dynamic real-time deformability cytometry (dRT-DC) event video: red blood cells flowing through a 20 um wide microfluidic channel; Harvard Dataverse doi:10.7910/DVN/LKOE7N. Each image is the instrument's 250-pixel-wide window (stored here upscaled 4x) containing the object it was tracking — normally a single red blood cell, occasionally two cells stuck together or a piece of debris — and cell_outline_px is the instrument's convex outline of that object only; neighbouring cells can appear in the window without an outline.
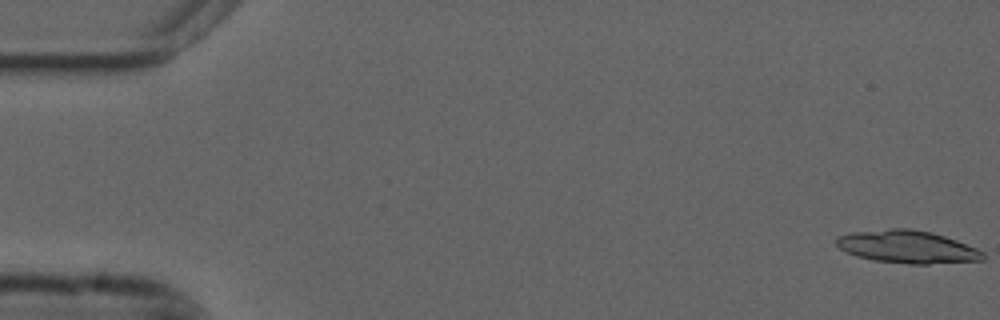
{"species": "common noctule bat (a hibernating species)", "species_latin": "Nyctalus noctula", "temperature_condition": "cold", "stored_images_in_passage": 22, "camera_frame_rate_fps": 3000, "um_per_image_px": 0.085, "animal": {"sex": "male", "forearm_length_mm": 52.5}, "frame": {"image": 1, "passage_image": 1, "time_ms": 0.0, "image_size_px": [1000, 320], "cell_outline_px": [[984, 260], [928, 264], [912, 264], [876, 260], [856, 256], [840, 248], [836, 244], [836, 236], [852, 232], [892, 228], [912, 228], [932, 232], [956, 240], [976, 248], [984, 252]], "centroid_in_image_um": [77.13, 20.97], "position_along_channel_um": 7.9, "area_um2": 27.86}}